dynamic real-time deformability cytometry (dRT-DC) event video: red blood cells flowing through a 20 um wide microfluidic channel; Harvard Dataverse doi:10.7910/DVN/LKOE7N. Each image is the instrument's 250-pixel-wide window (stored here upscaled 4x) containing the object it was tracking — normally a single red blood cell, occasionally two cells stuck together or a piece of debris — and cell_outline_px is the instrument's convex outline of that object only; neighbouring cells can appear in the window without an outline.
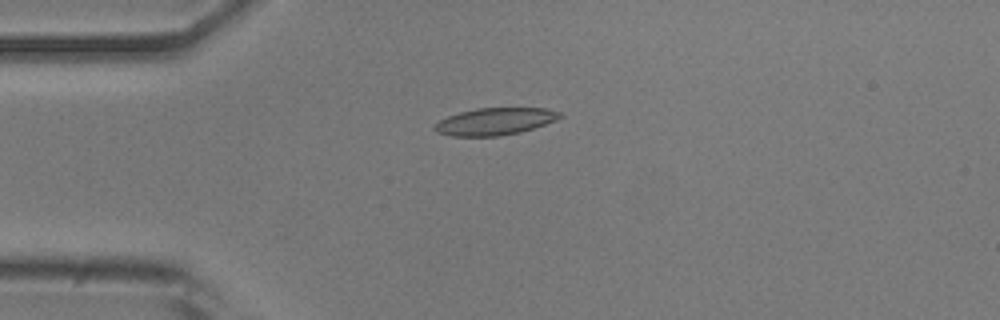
{"species": "common noctule bat (a hibernating species)", "species_latin": "Nyctalus noctula", "temperature_condition": "room temperature", "stored_images_in_passage": 48, "camera_frame_rate_fps": 3000, "um_per_image_px": 0.085, "animal": {"sex": "male", "body_mass_g": 20.5, "forearm_length_mm": 52.5}, "frame": {"image": 1, "passage_image": 9, "time_ms": 2.667, "image_size_px": [1000, 320], "cell_outline_px": [[564, 116], [556, 120], [520, 132], [500, 136], [452, 136], [436, 132], [432, 128], [440, 120], [448, 116], [460, 112], [476, 108], [544, 108], [560, 112]], "centroid_in_image_um": [42.06, 10.32], "position_along_channel_um": 42.9, "area_um2": 19.71}}
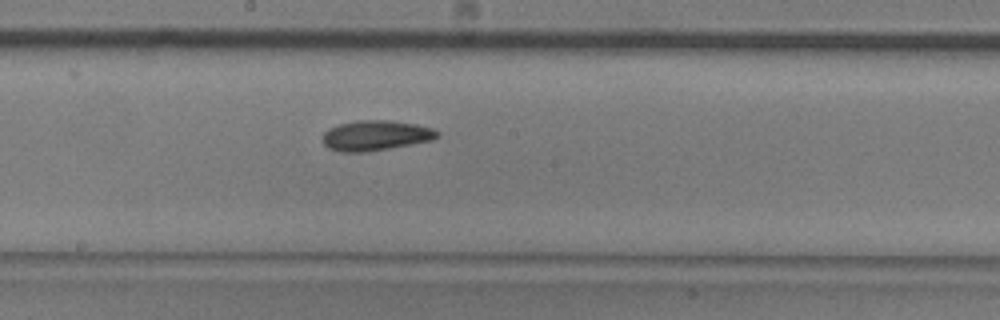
{"frame": {"image": 2, "passage_image": 24, "time_ms": 7.667, "image_size_px": [1000, 320], "cell_outline_px": [[440, 136], [432, 140], [388, 148], [364, 152], [340, 152], [328, 148], [320, 140], [324, 132], [328, 128], [340, 124], [356, 120], [388, 120], [416, 124], [432, 128], [440, 132]], "centroid_in_image_um": [31.9, 11.51], "position_along_channel_um": 216.3, "area_um2": 20.23}}
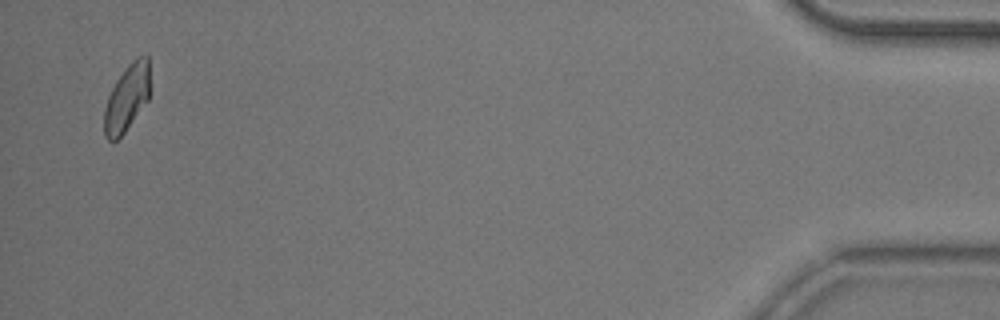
{"frame": {"image": 3, "passage_image": 47, "time_ms": 15.333, "image_size_px": [1000, 320], "cell_outline_px": [[148, 100], [124, 132], [112, 144], [104, 136], [104, 108], [108, 96], [116, 80], [128, 64], [136, 56], [148, 56]], "centroid_in_image_um": [10.74, 8.35], "position_along_channel_um": 424.5, "area_um2": 17.57}, "authors_computed_cell_mechanics": {"area_um2": 19.3052, "velocity_mm_per_s": 3.8538, "shape_relaxation_time_tau1_ms": 8.7891, "shape_relaxation_time_tau2_ms": 1.866, "deformation_change_tau1": 0.1466, "deformation_change_tau2": 0.0745}}